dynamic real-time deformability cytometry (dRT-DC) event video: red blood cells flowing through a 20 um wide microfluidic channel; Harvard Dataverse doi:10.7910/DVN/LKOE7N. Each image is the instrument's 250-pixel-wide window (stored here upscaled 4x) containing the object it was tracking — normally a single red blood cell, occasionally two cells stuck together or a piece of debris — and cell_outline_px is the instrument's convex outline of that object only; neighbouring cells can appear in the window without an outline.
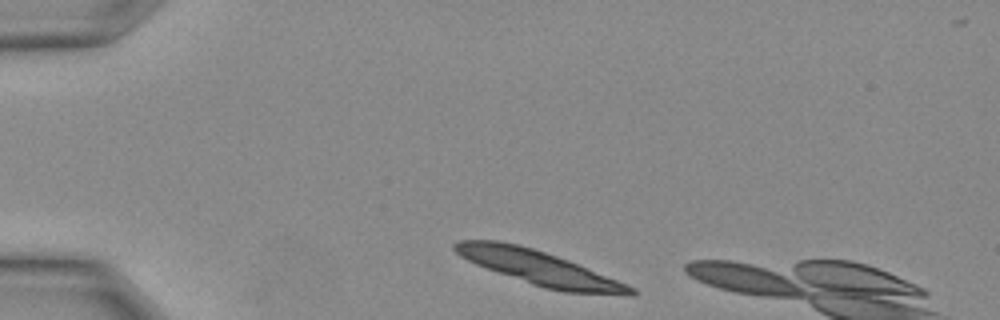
{"species": "Egyptian fruit bat (a non-hibernating species)", "species_latin": "Rousettus aegyptiacus", "temperature_condition": "warm", "stored_images_in_passage": 4, "camera_frame_rate_fps": 3000, "um_per_image_px": 0.085, "animal": {"sex": "female"}, "frame": {"image": 1, "passage_image": 1, "time_ms": 0.0, "image_size_px": [1000, 320], "cell_outline_px": [[640, 292], [636, 296], [632, 296], [564, 292], [544, 288], [532, 284], [476, 264], [460, 256], [452, 248], [452, 244], [456, 240], [500, 240], [520, 244], [568, 260], [628, 284], [636, 288]], "centroid_in_image_um": [45.9, 22.78], "position_along_channel_um": 39.1, "area_um2": 35.2}}